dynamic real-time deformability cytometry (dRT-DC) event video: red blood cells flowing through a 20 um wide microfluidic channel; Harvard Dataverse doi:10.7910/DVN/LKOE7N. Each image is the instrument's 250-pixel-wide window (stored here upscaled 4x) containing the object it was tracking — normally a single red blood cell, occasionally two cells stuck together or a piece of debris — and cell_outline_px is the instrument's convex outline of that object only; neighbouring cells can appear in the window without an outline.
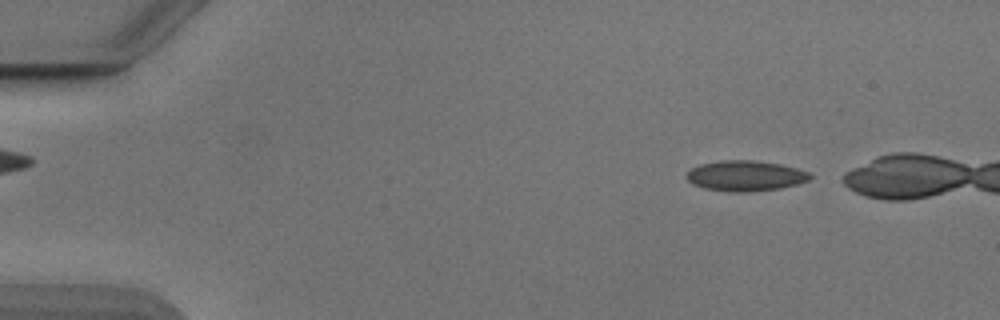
{"species": "Egyptian fruit bat (a non-hibernating species)", "species_latin": "Rousettus aegyptiacus", "temperature_condition": "cold", "stored_images_in_passage": 7, "camera_frame_rate_fps": 3000, "um_per_image_px": 0.085, "animal": {"sex": "male"}, "frame": {"image": 1, "passage_image": 2, "time_ms": 0.333, "image_size_px": [1000, 320], "cell_outline_px": [[812, 176], [808, 180], [796, 184], [780, 188], [748, 192], [728, 192], [704, 188], [692, 184], [684, 176], [692, 168], [700, 164], [720, 160], [756, 160], [780, 164], [796, 168], [808, 172]], "centroid_in_image_um": [63.32, 14.94], "position_along_channel_um": 21.7, "area_um2": 21.96}}